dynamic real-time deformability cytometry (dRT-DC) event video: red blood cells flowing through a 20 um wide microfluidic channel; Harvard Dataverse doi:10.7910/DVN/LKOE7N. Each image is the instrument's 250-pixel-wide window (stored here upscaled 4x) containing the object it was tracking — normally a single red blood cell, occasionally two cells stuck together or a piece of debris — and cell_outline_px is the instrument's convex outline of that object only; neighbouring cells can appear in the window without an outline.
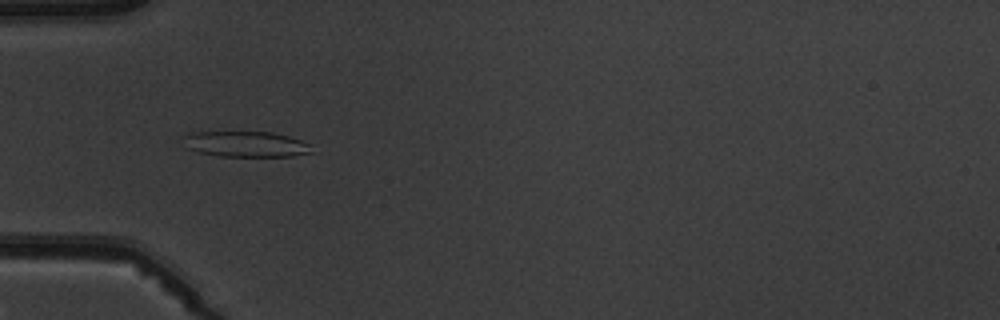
{"species": "common noctule bat (a hibernating species)", "species_latin": "Nyctalus noctula", "temperature_condition": "warm", "stored_images_in_passage": 6, "camera_frame_rate_fps": 3000, "um_per_image_px": 0.085, "animal": {"sex": "male", "body_mass_g": 19.5, "forearm_length_mm": 54.6}, "frame": {"image": 1, "passage_image": 4, "time_ms": 3.667, "image_size_px": [1000, 320], "cell_outline_px": [[312, 152], [292, 156], [220, 156], [196, 152], [184, 148], [180, 136], [192, 132], [272, 132], [288, 136], [312, 144]], "centroid_in_image_um": [20.81, 12.25], "position_along_channel_um": 64.2, "area_um2": 19.54}}
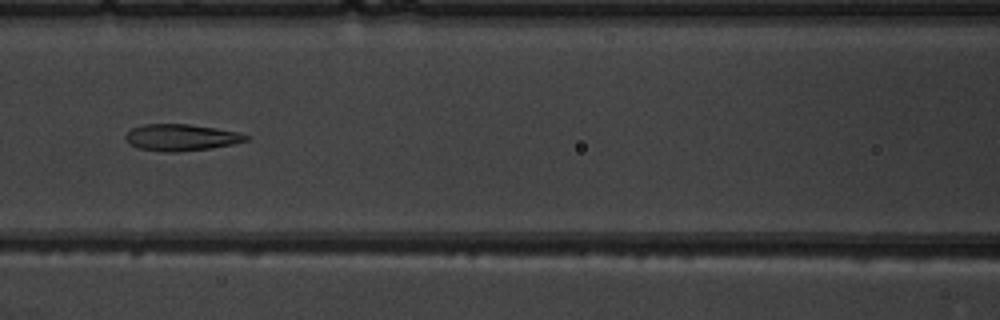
{"frame": {"image": 2, "passage_image": 6, "time_ms": 6.0, "image_size_px": [1000, 320], "cell_outline_px": [[252, 136], [248, 140], [232, 144], [208, 148], [176, 152], [168, 152], [140, 148], [132, 144], [124, 136], [132, 128], [144, 124], [188, 124], [216, 128], [236, 132]], "centroid_in_image_um": [15.43, 11.67], "position_along_channel_um": 151.2, "area_um2": 18.32}}